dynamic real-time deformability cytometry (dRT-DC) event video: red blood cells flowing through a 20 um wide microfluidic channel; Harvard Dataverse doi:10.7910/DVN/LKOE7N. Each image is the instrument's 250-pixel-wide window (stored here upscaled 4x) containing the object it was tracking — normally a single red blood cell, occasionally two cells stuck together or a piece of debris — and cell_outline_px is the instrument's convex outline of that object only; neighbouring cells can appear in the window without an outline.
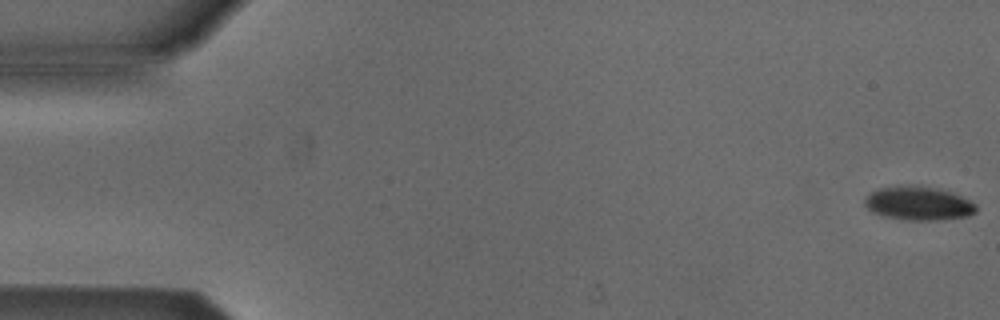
{"species": "Egyptian fruit bat (a non-hibernating species)", "species_latin": "Rousettus aegyptiacus", "temperature_condition": "cold", "stored_images_in_passage": 5, "camera_frame_rate_fps": 3000, "um_per_image_px": 0.085, "animal": {"sex": "male"}, "frame": {"image": 1, "passage_image": 1, "time_ms": 0.0, "image_size_px": [1000, 320], "cell_outline_px": [[976, 212], [968, 216], [932, 220], [908, 220], [884, 216], [872, 212], [864, 204], [864, 196], [868, 192], [876, 188], [908, 184], [920, 184], [940, 188], [952, 192], [976, 204]], "centroid_in_image_um": [78.01, 17.24], "position_along_channel_um": 7.0, "area_um2": 22.37}}
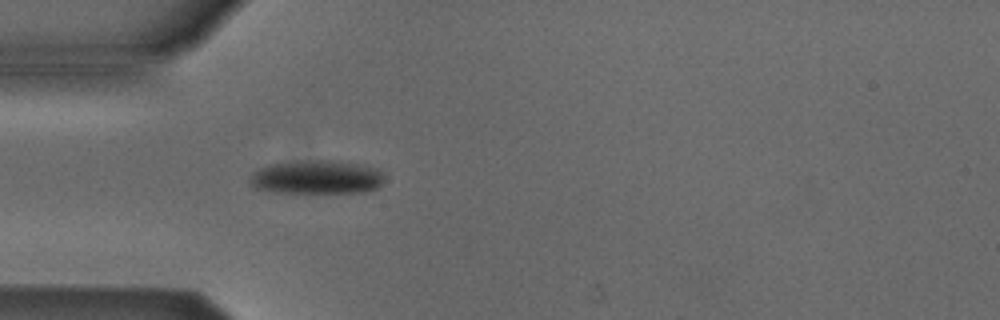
{"frame": {"image": 2, "passage_image": 5, "time_ms": 5.0, "image_size_px": [1000, 320], "cell_outline_px": [[384, 180], [376, 188], [364, 192], [276, 192], [256, 188], [252, 184], [252, 176], [260, 168], [268, 164], [312, 160], [336, 160], [360, 164], [376, 168], [384, 172]], "centroid_in_image_um": [27.0, 15.05], "position_along_channel_um": 58.0, "area_um2": 26.13}}